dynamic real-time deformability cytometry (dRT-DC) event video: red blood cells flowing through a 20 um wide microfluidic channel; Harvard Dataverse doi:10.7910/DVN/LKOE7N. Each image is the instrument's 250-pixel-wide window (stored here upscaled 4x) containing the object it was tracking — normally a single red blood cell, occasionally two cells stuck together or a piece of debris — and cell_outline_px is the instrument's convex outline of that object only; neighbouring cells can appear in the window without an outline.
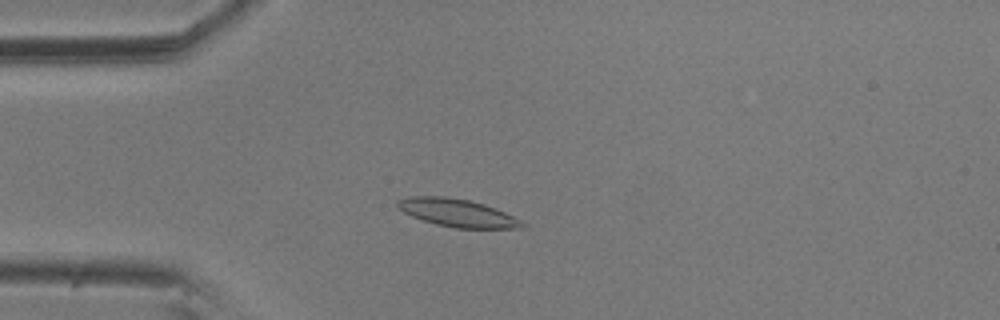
{"species": "common noctule bat (a hibernating species)", "species_latin": "Nyctalus noctula", "temperature_condition": "room temperature", "stored_images_in_passage": 9, "camera_frame_rate_fps": 3000, "um_per_image_px": 0.085, "animal": {"sex": "male", "body_mass_g": 20.5, "forearm_length_mm": 52.5}, "frame": {"image": 1, "passage_image": 4, "time_ms": 1.0, "image_size_px": [1000, 320], "cell_outline_px": [[528, 224], [524, 228], [456, 228], [436, 224], [412, 216], [404, 212], [396, 204], [396, 200], [408, 196], [448, 196], [468, 200], [484, 204], [496, 208]], "centroid_in_image_um": [38.88, 18.08], "position_along_channel_um": 46.1, "area_um2": 20.17}}
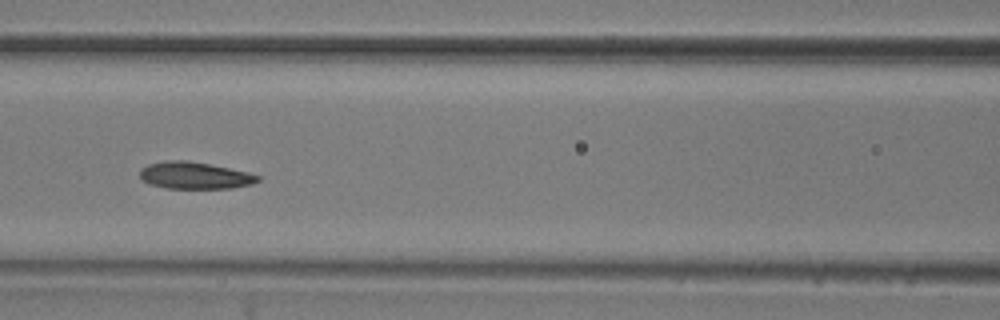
{"frame": {"image": 2, "passage_image": 7, "time_ms": 2.0, "image_size_px": [1000, 320], "cell_outline_px": [[260, 180], [252, 184], [232, 188], [168, 188], [148, 184], [140, 176], [140, 168], [148, 164], [168, 160], [184, 160], [208, 164], [248, 172], [260, 176]], "centroid_in_image_um": [16.54, 14.92], "position_along_channel_um": 150.1, "area_um2": 18.38}}
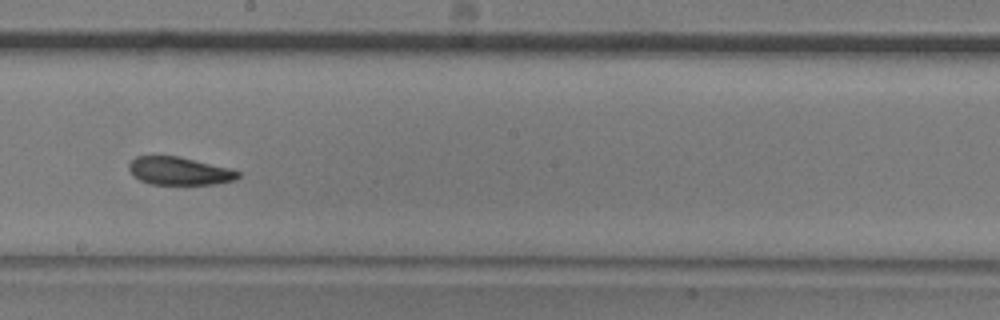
{"frame": {"image": 3, "passage_image": 9, "time_ms": 2.667, "image_size_px": [1000, 320], "cell_outline_px": [[240, 176], [236, 180], [216, 184], [148, 184], [132, 176], [128, 168], [128, 164], [136, 156], [180, 156], [228, 168], [240, 172]], "centroid_in_image_um": [15.22, 14.54], "position_along_channel_um": 233.0, "area_um2": 17.86}}